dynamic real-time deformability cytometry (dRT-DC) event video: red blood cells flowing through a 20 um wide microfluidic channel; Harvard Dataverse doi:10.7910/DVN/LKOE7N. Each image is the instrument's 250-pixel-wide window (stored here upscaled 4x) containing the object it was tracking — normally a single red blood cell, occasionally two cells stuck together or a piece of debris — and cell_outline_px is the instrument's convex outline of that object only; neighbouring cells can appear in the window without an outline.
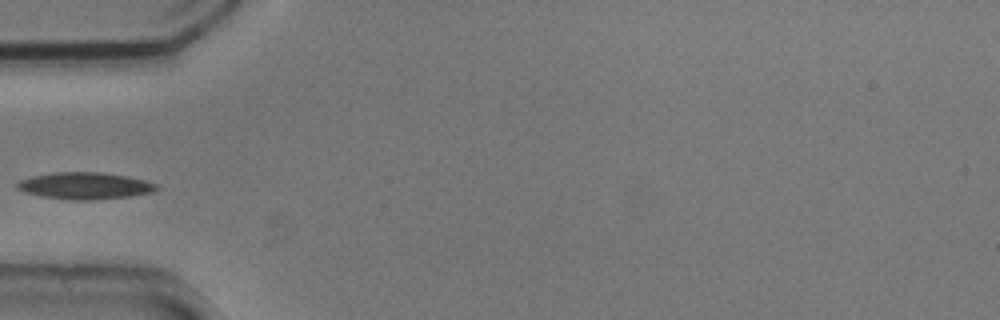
{"species": "common noctule bat (a hibernating species)", "species_latin": "Nyctalus noctula", "temperature_condition": "cold", "stored_images_in_passage": 28, "camera_frame_rate_fps": 3000, "um_per_image_px": 0.085, "animal": {"sex": "male", "body_mass_g": 20.5, "forearm_length_mm": 52.5}, "frame": {"image": 1, "passage_image": 1, "time_ms": 0.0, "image_size_px": [1000, 320], "cell_outline_px": [[160, 188], [152, 192], [132, 196], [92, 200], [72, 200], [40, 196], [16, 188], [16, 184], [20, 180], [32, 176], [56, 172], [100, 172], [124, 176], [144, 180], [156, 184]], "centroid_in_image_um": [7.22, 15.79], "position_along_channel_um": 77.8, "area_um2": 21.62}}
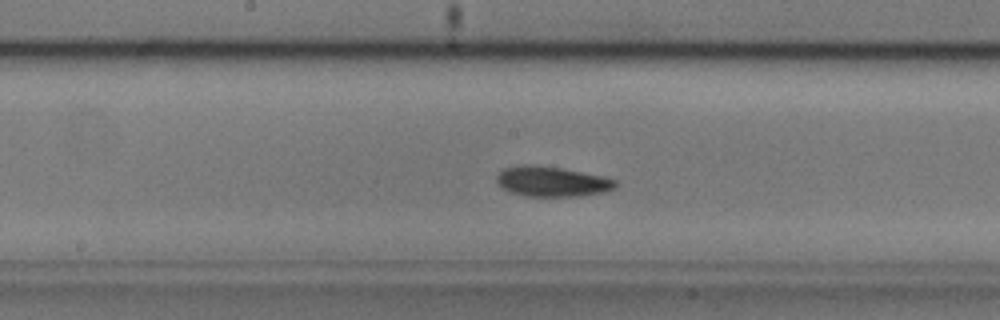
{"frame": {"image": 2, "passage_image": 11, "time_ms": 3.333, "image_size_px": [1000, 320], "cell_outline_px": [[616, 188], [604, 192], [580, 196], [524, 196], [512, 192], [496, 184], [496, 176], [504, 168], [520, 164], [532, 164], [560, 168], [600, 176], [616, 180]], "centroid_in_image_um": [46.87, 15.43], "position_along_channel_um": 201.3, "area_um2": 20.75}}
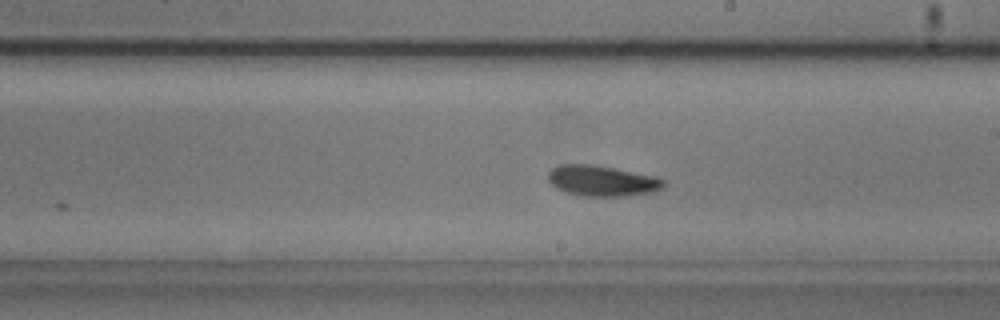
{"frame": {"image": 3, "passage_image": 14, "time_ms": 4.333, "image_size_px": [1000, 320], "cell_outline_px": [[664, 188], [652, 192], [628, 196], [580, 196], [556, 188], [548, 180], [548, 172], [552, 168], [560, 164], [596, 164], [656, 176], [664, 180]], "centroid_in_image_um": [51.18, 15.36], "position_along_channel_um": 237.8, "area_um2": 20.87}}